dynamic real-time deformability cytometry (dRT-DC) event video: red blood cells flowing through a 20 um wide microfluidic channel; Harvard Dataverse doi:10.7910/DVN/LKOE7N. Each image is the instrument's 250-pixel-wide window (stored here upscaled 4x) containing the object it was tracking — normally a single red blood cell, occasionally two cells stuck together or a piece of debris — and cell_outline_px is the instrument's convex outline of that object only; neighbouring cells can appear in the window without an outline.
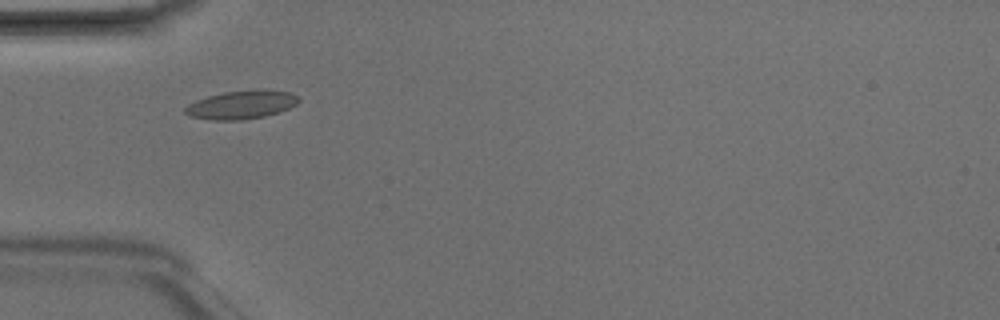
{"species": "Egyptian fruit bat (a non-hibernating species)", "species_latin": "Rousettus aegyptiacus", "temperature_condition": "room temperature", "stored_images_in_passage": 6, "camera_frame_rate_fps": 3000, "um_per_image_px": 0.085, "animal": {"sex": "male"}, "frame": {"image": 1, "passage_image": 3, "time_ms": 0.667, "image_size_px": [1000, 320], "cell_outline_px": [[300, 100], [296, 104], [288, 108], [264, 116], [240, 120], [208, 120], [192, 116], [184, 112], [184, 108], [188, 104], [196, 100], [208, 96], [224, 92], [260, 88], [292, 92], [300, 96]], "centroid_in_image_um": [20.54, 8.88], "position_along_channel_um": 64.5, "area_um2": 18.96}}